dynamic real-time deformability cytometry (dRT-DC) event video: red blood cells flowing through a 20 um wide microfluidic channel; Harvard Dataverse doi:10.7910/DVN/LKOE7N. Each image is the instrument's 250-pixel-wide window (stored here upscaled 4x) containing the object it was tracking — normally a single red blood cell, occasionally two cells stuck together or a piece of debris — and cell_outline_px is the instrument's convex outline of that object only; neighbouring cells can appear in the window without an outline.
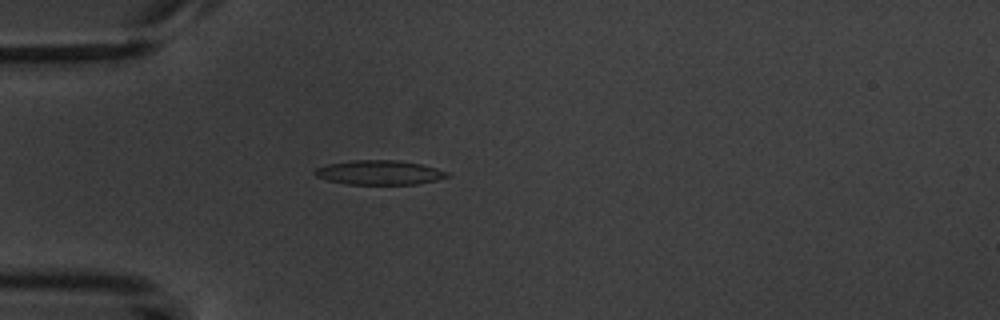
{"species": "common noctule bat (a hibernating species)", "species_latin": "Nyctalus noctula", "temperature_condition": "warm", "stored_images_in_passage": 4, "camera_frame_rate_fps": 3000, "um_per_image_px": 0.085, "animal": {"sex": "male", "body_mass_g": 20.1, "forearm_length_mm": 53.5}, "frame": {"image": 1, "passage_image": 4, "time_ms": 4.667, "image_size_px": [1000, 320], "cell_outline_px": [[452, 176], [436, 180], [416, 184], [348, 184], [328, 180], [316, 176], [312, 172], [316, 168], [328, 164], [352, 160], [400, 160], [420, 164], [436, 168], [448, 172]], "centroid_in_image_um": [32.26, 14.66], "position_along_channel_um": 52.7, "area_um2": 18.79}}